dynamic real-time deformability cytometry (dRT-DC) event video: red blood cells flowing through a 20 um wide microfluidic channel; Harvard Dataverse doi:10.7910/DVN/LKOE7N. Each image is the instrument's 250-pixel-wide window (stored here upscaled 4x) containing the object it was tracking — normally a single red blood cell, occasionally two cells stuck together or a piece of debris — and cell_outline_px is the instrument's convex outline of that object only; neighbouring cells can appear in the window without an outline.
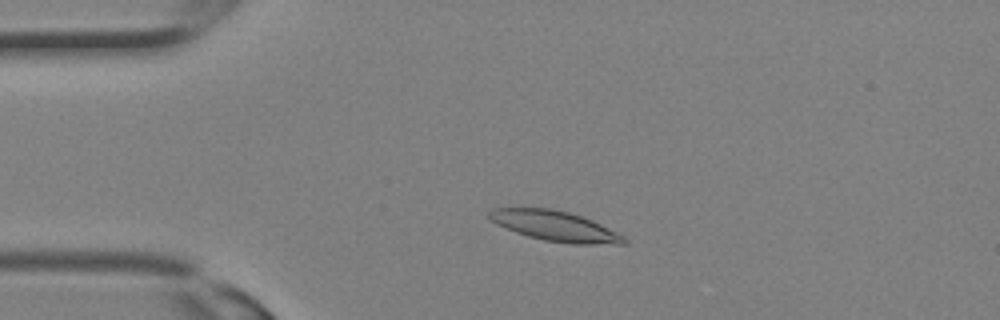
{"species": "Egyptian fruit bat (a non-hibernating species)", "species_latin": "Rousettus aegyptiacus", "temperature_condition": "room temperature", "stored_images_in_passage": 14, "camera_frame_rate_fps": 3000, "um_per_image_px": 0.085, "animal": {"sex": "female"}, "frame": {"image": 1, "passage_image": 2, "time_ms": 0.333, "image_size_px": [1000, 320], "cell_outline_px": [[628, 244], [572, 244], [544, 240], [528, 236], [516, 232], [496, 224], [488, 216], [488, 212], [492, 208], [552, 208], [568, 212], [592, 220], [624, 236], [628, 240]], "centroid_in_image_um": [47.19, 19.22], "position_along_channel_um": 37.8, "area_um2": 23.58}}
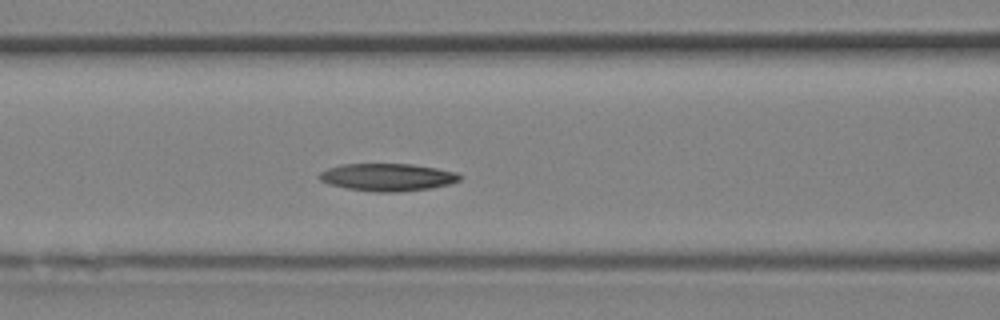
{"frame": {"image": 2, "passage_image": 8, "time_ms": 2.333, "image_size_px": [1000, 320], "cell_outline_px": [[464, 176], [460, 180], [448, 184], [432, 188], [396, 192], [376, 192], [348, 188], [328, 184], [320, 180], [316, 176], [320, 172], [328, 168], [340, 164], [412, 164], [436, 168], [456, 172]], "centroid_in_image_um": [32.93, 15.06], "position_along_channel_um": 133.7, "area_um2": 22.6}}
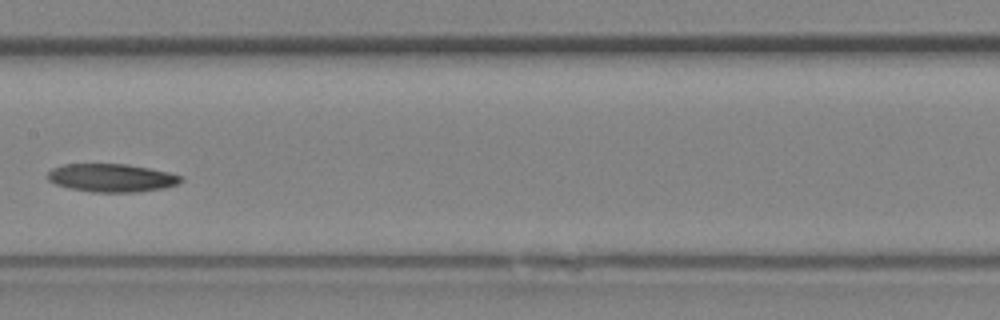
{"frame": {"image": 3, "passage_image": 11, "time_ms": 3.333, "image_size_px": [1000, 320], "cell_outline_px": [[184, 180], [176, 184], [164, 188], [136, 192], [92, 192], [72, 188], [56, 184], [48, 180], [48, 172], [52, 168], [64, 164], [128, 164], [168, 172], [184, 176]], "centroid_in_image_um": [9.51, 15.11], "position_along_channel_um": 197.9, "area_um2": 21.79}}